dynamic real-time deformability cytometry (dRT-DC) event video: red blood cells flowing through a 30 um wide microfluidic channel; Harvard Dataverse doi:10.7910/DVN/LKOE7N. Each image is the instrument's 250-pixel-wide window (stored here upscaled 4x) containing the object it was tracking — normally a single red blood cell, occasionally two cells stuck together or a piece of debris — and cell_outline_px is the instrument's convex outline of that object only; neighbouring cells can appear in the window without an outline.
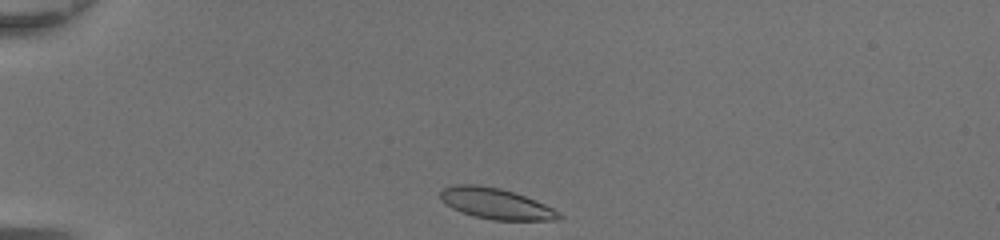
{"species": "common noctule bat (a hibernating species)", "species_latin": "Nyctalus noctula", "temperature_condition": "room temperature", "stored_images_in_passage": 31, "camera_frame_rate_fps": 3000, "um_per_image_px": 0.085, "animal": {"sex": "female", "body_mass_g": 20.0, "forearm_length_mm": 54.0}, "frame": {"image": 1, "passage_image": 1, "time_ms": 0.0, "image_size_px": [1000, 240], "cell_outline_px": [[564, 216], [556, 220], [492, 220], [472, 216], [460, 212], [444, 204], [440, 200], [440, 192], [444, 188], [452, 184], [480, 184], [500, 188], [536, 200], [560, 212]], "centroid_in_image_um": [42.11, 17.31], "position_along_channel_um": 42.9, "area_um2": 21.56}}
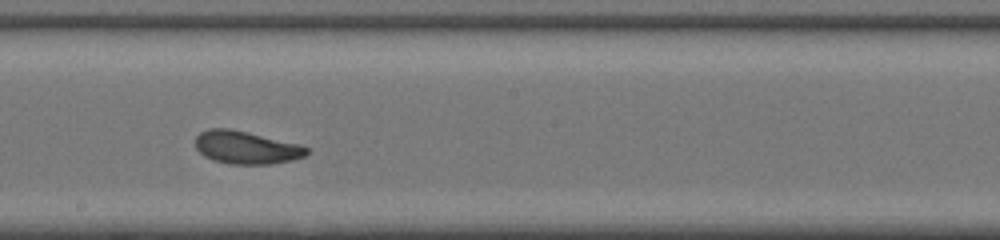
{"frame": {"image": 2, "passage_image": 17, "time_ms": 5.333, "image_size_px": [1000, 240], "cell_outline_px": [[308, 152], [304, 156], [292, 160], [268, 164], [228, 164], [212, 160], [204, 156], [196, 148], [196, 136], [200, 132], [208, 128], [228, 128], [248, 132], [300, 144], [308, 148]], "centroid_in_image_um": [20.9, 12.53], "position_along_channel_um": 227.3, "area_um2": 21.33}}
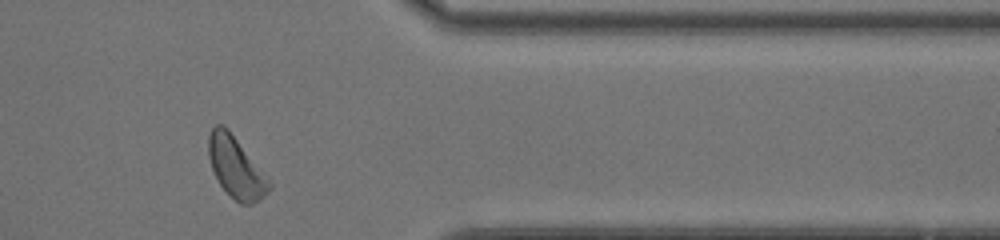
{"frame": {"image": 3, "passage_image": 29, "time_ms": 9.333, "image_size_px": [1000, 240], "cell_outline_px": [[272, 188], [260, 200], [252, 204], [240, 204], [220, 184], [212, 168], [208, 156], [208, 136], [212, 128], [216, 124], [224, 124], [228, 128], [272, 180]], "centroid_in_image_um": [20.1, 14.21], "position_along_channel_um": 391.3, "area_um2": 21.85}, "authors_computed_cell_mechanics": {"area_um2": 21.3282, "velocity_mm_per_s": 4.3673, "shape_relaxation_time_tau1_ms": 2.7891, "shape_relaxation_time_tau2_ms": 1.8846, "deformation_change_tau1": 0.1133, "deformation_change_tau2": 0.084}}